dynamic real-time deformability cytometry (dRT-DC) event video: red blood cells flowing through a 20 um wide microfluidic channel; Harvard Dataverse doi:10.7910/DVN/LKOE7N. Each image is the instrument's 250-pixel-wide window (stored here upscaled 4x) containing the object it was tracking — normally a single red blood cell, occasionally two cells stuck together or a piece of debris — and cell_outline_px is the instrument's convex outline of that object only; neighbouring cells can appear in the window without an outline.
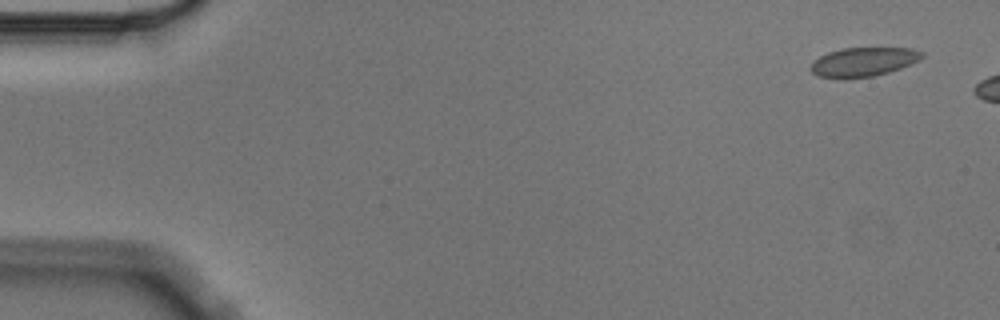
{"species": "Egyptian fruit bat (a non-hibernating species)", "species_latin": "Rousettus aegyptiacus", "temperature_condition": "cold", "stored_images_in_passage": 2, "camera_frame_rate_fps": 3000, "um_per_image_px": 0.085, "animal": {"sex": "male"}, "frame": {"image": 1, "passage_image": 1, "time_ms": 0.0, "image_size_px": [1000, 320], "cell_outline_px": [[924, 56], [920, 60], [900, 68], [888, 72], [872, 76], [816, 76], [812, 72], [812, 60], [828, 52], [844, 48], [912, 48], [924, 52]], "centroid_in_image_um": [73.44, 5.22], "position_along_channel_um": 11.6, "area_um2": 18.26}}